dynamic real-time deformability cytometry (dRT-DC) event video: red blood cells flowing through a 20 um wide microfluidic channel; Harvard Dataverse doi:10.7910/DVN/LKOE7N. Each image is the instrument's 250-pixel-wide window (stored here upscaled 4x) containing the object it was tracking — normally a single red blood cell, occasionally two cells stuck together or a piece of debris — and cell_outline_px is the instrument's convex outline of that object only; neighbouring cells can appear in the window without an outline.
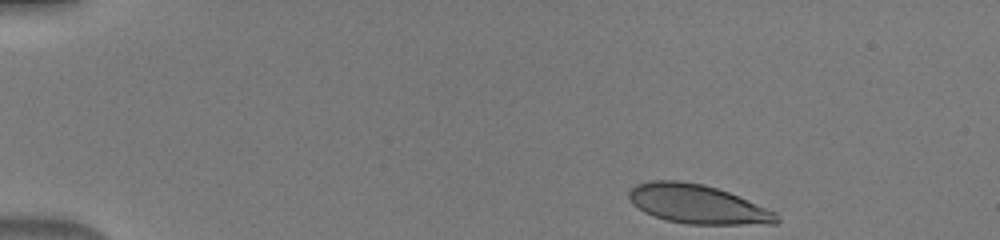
{"species": "human", "species_latin": "Homo sapiens", "temperature_condition": "warm", "stored_images_in_passage": 43, "camera_frame_rate_fps": 3000, "um_per_image_px": 0.085, "donor": {"sex": "male"}, "frame": {"image": 1, "passage_image": 1, "time_ms": 0.0, "image_size_px": [1000, 240], "cell_outline_px": [[780, 220], [776, 224], [688, 224], [668, 220], [644, 212], [632, 204], [628, 196], [628, 192], [636, 184], [652, 180], [680, 180], [704, 184], [728, 192], [776, 212]], "centroid_in_image_um": [59.27, 17.35], "position_along_channel_um": 25.7, "area_um2": 33.41}}
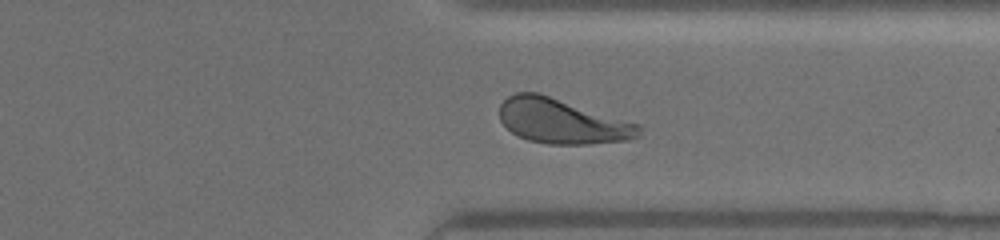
{"frame": {"image": 2, "passage_image": 33, "time_ms": 10.667, "image_size_px": [1000, 240], "cell_outline_px": [[640, 136], [628, 140], [588, 144], [548, 144], [528, 140], [512, 132], [500, 120], [500, 104], [508, 96], [516, 92], [536, 92], [640, 124]], "centroid_in_image_um": [47.77, 10.31], "position_along_channel_um": 363.6, "area_um2": 36.13}}
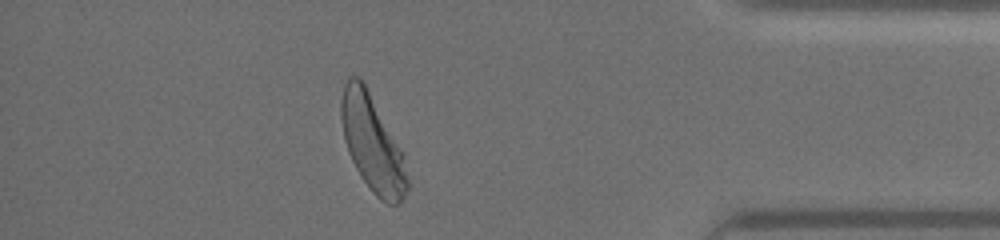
{"frame": {"image": 3, "passage_image": 38, "time_ms": 12.333, "image_size_px": [1000, 240], "cell_outline_px": [[408, 188], [400, 204], [388, 204], [380, 200], [372, 192], [360, 176], [348, 152], [344, 136], [340, 116], [340, 100], [344, 84], [348, 76], [360, 76], [404, 152], [408, 180]], "centroid_in_image_um": [31.66, 12.19], "position_along_channel_um": 403.5, "area_um2": 37.4}}